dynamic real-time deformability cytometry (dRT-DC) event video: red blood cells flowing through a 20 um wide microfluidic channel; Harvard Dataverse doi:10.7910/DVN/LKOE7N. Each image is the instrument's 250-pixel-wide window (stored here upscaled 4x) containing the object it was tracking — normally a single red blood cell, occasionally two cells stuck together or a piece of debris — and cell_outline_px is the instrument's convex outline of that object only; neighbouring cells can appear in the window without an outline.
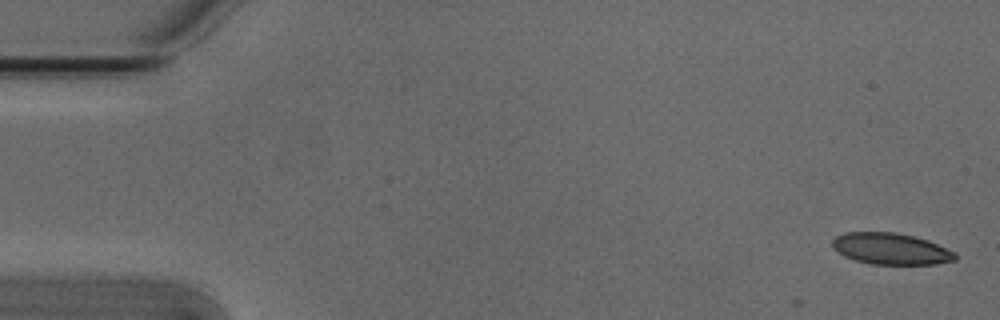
{"species": "Egyptian fruit bat (a non-hibernating species)", "species_latin": "Rousettus aegyptiacus", "temperature_condition": "cold", "stored_images_in_passage": 4, "camera_frame_rate_fps": 3000, "um_per_image_px": 0.085, "animal": {"sex": "male"}, "frame": {"image": 1, "passage_image": 1, "time_ms": 0.0, "image_size_px": [1000, 320], "cell_outline_px": [[956, 260], [936, 264], [872, 264], [856, 260], [844, 256], [832, 248], [832, 240], [836, 236], [844, 232], [896, 232], [928, 240], [956, 252]], "centroid_in_image_um": [75.72, 21.14], "position_along_channel_um": 9.3, "area_um2": 22.54}}
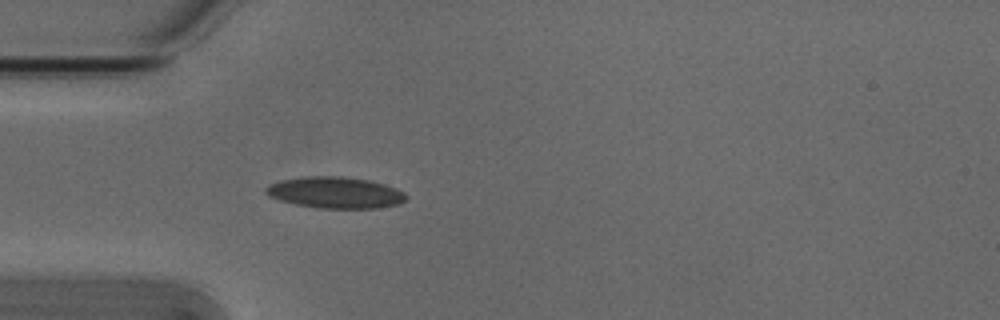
{"frame": {"image": 2, "passage_image": 4, "time_ms": 1.0, "image_size_px": [1000, 320], "cell_outline_px": [[408, 196], [400, 204], [376, 208], [316, 208], [296, 204], [280, 200], [268, 196], [264, 192], [264, 188], [268, 184], [280, 180], [304, 176], [340, 176], [368, 180], [384, 184], [396, 188], [404, 192]], "centroid_in_image_um": [28.47, 16.36], "position_along_channel_um": 56.5, "area_um2": 25.78}}